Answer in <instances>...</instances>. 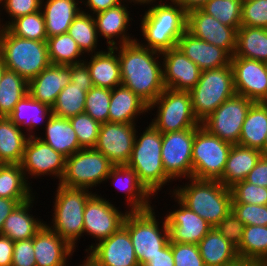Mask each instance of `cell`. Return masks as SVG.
<instances>
[{
	"instance_id": "7",
	"label": "cell",
	"mask_w": 267,
	"mask_h": 266,
	"mask_svg": "<svg viewBox=\"0 0 267 266\" xmlns=\"http://www.w3.org/2000/svg\"><path fill=\"white\" fill-rule=\"evenodd\" d=\"M156 217L154 207L145 211H133L127 214L123 224L129 232L140 266L170 242L165 216L160 222Z\"/></svg>"
},
{
	"instance_id": "46",
	"label": "cell",
	"mask_w": 267,
	"mask_h": 266,
	"mask_svg": "<svg viewBox=\"0 0 267 266\" xmlns=\"http://www.w3.org/2000/svg\"><path fill=\"white\" fill-rule=\"evenodd\" d=\"M111 89L93 86L86 95L85 113L100 124L108 122Z\"/></svg>"
},
{
	"instance_id": "63",
	"label": "cell",
	"mask_w": 267,
	"mask_h": 266,
	"mask_svg": "<svg viewBox=\"0 0 267 266\" xmlns=\"http://www.w3.org/2000/svg\"><path fill=\"white\" fill-rule=\"evenodd\" d=\"M128 2H129V4L131 3H134V4H132V5H141V6H143L144 5V7H146V5H148V4H151V3H156L157 1L159 2V1H164V0H127Z\"/></svg>"
},
{
	"instance_id": "13",
	"label": "cell",
	"mask_w": 267,
	"mask_h": 266,
	"mask_svg": "<svg viewBox=\"0 0 267 266\" xmlns=\"http://www.w3.org/2000/svg\"><path fill=\"white\" fill-rule=\"evenodd\" d=\"M254 102L235 94L224 101L201 125L223 141L238 144L246 114Z\"/></svg>"
},
{
	"instance_id": "53",
	"label": "cell",
	"mask_w": 267,
	"mask_h": 266,
	"mask_svg": "<svg viewBox=\"0 0 267 266\" xmlns=\"http://www.w3.org/2000/svg\"><path fill=\"white\" fill-rule=\"evenodd\" d=\"M217 231L234 247L238 248L243 238L245 225L231 210L216 226Z\"/></svg>"
},
{
	"instance_id": "65",
	"label": "cell",
	"mask_w": 267,
	"mask_h": 266,
	"mask_svg": "<svg viewBox=\"0 0 267 266\" xmlns=\"http://www.w3.org/2000/svg\"><path fill=\"white\" fill-rule=\"evenodd\" d=\"M6 66L4 64V61H3V58L0 56V81H1V78H2V75L4 73V71L6 70Z\"/></svg>"
},
{
	"instance_id": "20",
	"label": "cell",
	"mask_w": 267,
	"mask_h": 266,
	"mask_svg": "<svg viewBox=\"0 0 267 266\" xmlns=\"http://www.w3.org/2000/svg\"><path fill=\"white\" fill-rule=\"evenodd\" d=\"M88 254L99 266H140L129 232L124 226L95 244Z\"/></svg>"
},
{
	"instance_id": "36",
	"label": "cell",
	"mask_w": 267,
	"mask_h": 266,
	"mask_svg": "<svg viewBox=\"0 0 267 266\" xmlns=\"http://www.w3.org/2000/svg\"><path fill=\"white\" fill-rule=\"evenodd\" d=\"M29 135L8 117H0V161L21 164Z\"/></svg>"
},
{
	"instance_id": "62",
	"label": "cell",
	"mask_w": 267,
	"mask_h": 266,
	"mask_svg": "<svg viewBox=\"0 0 267 266\" xmlns=\"http://www.w3.org/2000/svg\"><path fill=\"white\" fill-rule=\"evenodd\" d=\"M82 264L76 265V266H99L97 262L88 254L84 258V261L80 262ZM66 266H70L69 263L66 264Z\"/></svg>"
},
{
	"instance_id": "34",
	"label": "cell",
	"mask_w": 267,
	"mask_h": 266,
	"mask_svg": "<svg viewBox=\"0 0 267 266\" xmlns=\"http://www.w3.org/2000/svg\"><path fill=\"white\" fill-rule=\"evenodd\" d=\"M51 116L52 108L49 105L43 104L27 94L15 105L8 118L16 126L22 127V130L25 129L24 131L29 136H36V129L43 123L45 126Z\"/></svg>"
},
{
	"instance_id": "30",
	"label": "cell",
	"mask_w": 267,
	"mask_h": 266,
	"mask_svg": "<svg viewBox=\"0 0 267 266\" xmlns=\"http://www.w3.org/2000/svg\"><path fill=\"white\" fill-rule=\"evenodd\" d=\"M79 1L42 0L41 11L48 38L68 32L69 26L83 9Z\"/></svg>"
},
{
	"instance_id": "1",
	"label": "cell",
	"mask_w": 267,
	"mask_h": 266,
	"mask_svg": "<svg viewBox=\"0 0 267 266\" xmlns=\"http://www.w3.org/2000/svg\"><path fill=\"white\" fill-rule=\"evenodd\" d=\"M113 48L118 52L122 85L149 106L165 89L161 53L137 41Z\"/></svg>"
},
{
	"instance_id": "28",
	"label": "cell",
	"mask_w": 267,
	"mask_h": 266,
	"mask_svg": "<svg viewBox=\"0 0 267 266\" xmlns=\"http://www.w3.org/2000/svg\"><path fill=\"white\" fill-rule=\"evenodd\" d=\"M88 56L90 59H84V62L89 68L95 87L112 90L116 86L122 85L118 52L114 48L107 47L106 50Z\"/></svg>"
},
{
	"instance_id": "35",
	"label": "cell",
	"mask_w": 267,
	"mask_h": 266,
	"mask_svg": "<svg viewBox=\"0 0 267 266\" xmlns=\"http://www.w3.org/2000/svg\"><path fill=\"white\" fill-rule=\"evenodd\" d=\"M266 134L267 105L254 102L246 114L238 145L260 150L264 154Z\"/></svg>"
},
{
	"instance_id": "31",
	"label": "cell",
	"mask_w": 267,
	"mask_h": 266,
	"mask_svg": "<svg viewBox=\"0 0 267 266\" xmlns=\"http://www.w3.org/2000/svg\"><path fill=\"white\" fill-rule=\"evenodd\" d=\"M205 266H233L240 262L234 247L215 227L197 244Z\"/></svg>"
},
{
	"instance_id": "32",
	"label": "cell",
	"mask_w": 267,
	"mask_h": 266,
	"mask_svg": "<svg viewBox=\"0 0 267 266\" xmlns=\"http://www.w3.org/2000/svg\"><path fill=\"white\" fill-rule=\"evenodd\" d=\"M43 129L44 137L36 136L66 158L82 149L69 119L52 114Z\"/></svg>"
},
{
	"instance_id": "38",
	"label": "cell",
	"mask_w": 267,
	"mask_h": 266,
	"mask_svg": "<svg viewBox=\"0 0 267 266\" xmlns=\"http://www.w3.org/2000/svg\"><path fill=\"white\" fill-rule=\"evenodd\" d=\"M21 164H3L0 168V197L31 199L34 196Z\"/></svg>"
},
{
	"instance_id": "16",
	"label": "cell",
	"mask_w": 267,
	"mask_h": 266,
	"mask_svg": "<svg viewBox=\"0 0 267 266\" xmlns=\"http://www.w3.org/2000/svg\"><path fill=\"white\" fill-rule=\"evenodd\" d=\"M137 123L106 122L101 124L94 147L114 165H126L131 157Z\"/></svg>"
},
{
	"instance_id": "3",
	"label": "cell",
	"mask_w": 267,
	"mask_h": 266,
	"mask_svg": "<svg viewBox=\"0 0 267 266\" xmlns=\"http://www.w3.org/2000/svg\"><path fill=\"white\" fill-rule=\"evenodd\" d=\"M169 189L185 206L215 227L232 210V193L218 180L186 179ZM187 183V184H186ZM172 190V191H171Z\"/></svg>"
},
{
	"instance_id": "9",
	"label": "cell",
	"mask_w": 267,
	"mask_h": 266,
	"mask_svg": "<svg viewBox=\"0 0 267 266\" xmlns=\"http://www.w3.org/2000/svg\"><path fill=\"white\" fill-rule=\"evenodd\" d=\"M154 109L157 110L156 115L150 123L162 134L195 129L201 125L194 115L189 91L165 88L148 106V111Z\"/></svg>"
},
{
	"instance_id": "29",
	"label": "cell",
	"mask_w": 267,
	"mask_h": 266,
	"mask_svg": "<svg viewBox=\"0 0 267 266\" xmlns=\"http://www.w3.org/2000/svg\"><path fill=\"white\" fill-rule=\"evenodd\" d=\"M146 113L148 105L129 88L120 85L111 90L108 122L137 123Z\"/></svg>"
},
{
	"instance_id": "6",
	"label": "cell",
	"mask_w": 267,
	"mask_h": 266,
	"mask_svg": "<svg viewBox=\"0 0 267 266\" xmlns=\"http://www.w3.org/2000/svg\"><path fill=\"white\" fill-rule=\"evenodd\" d=\"M0 56L8 70L16 72L27 82L51 64L47 41L15 36L7 28L0 35Z\"/></svg>"
},
{
	"instance_id": "57",
	"label": "cell",
	"mask_w": 267,
	"mask_h": 266,
	"mask_svg": "<svg viewBox=\"0 0 267 266\" xmlns=\"http://www.w3.org/2000/svg\"><path fill=\"white\" fill-rule=\"evenodd\" d=\"M124 1L125 0H81L80 2L86 7L82 12L94 15L98 12L107 10L108 8L115 7ZM87 8L89 9L88 12H86Z\"/></svg>"
},
{
	"instance_id": "58",
	"label": "cell",
	"mask_w": 267,
	"mask_h": 266,
	"mask_svg": "<svg viewBox=\"0 0 267 266\" xmlns=\"http://www.w3.org/2000/svg\"><path fill=\"white\" fill-rule=\"evenodd\" d=\"M143 266H174L171 242L159 250V253L154 257L149 258Z\"/></svg>"
},
{
	"instance_id": "4",
	"label": "cell",
	"mask_w": 267,
	"mask_h": 266,
	"mask_svg": "<svg viewBox=\"0 0 267 266\" xmlns=\"http://www.w3.org/2000/svg\"><path fill=\"white\" fill-rule=\"evenodd\" d=\"M147 126L143 133L136 132L132 154L126 165L137 173L139 181L145 188L153 196L158 197V192L173 180L163 168L162 133L151 123Z\"/></svg>"
},
{
	"instance_id": "27",
	"label": "cell",
	"mask_w": 267,
	"mask_h": 266,
	"mask_svg": "<svg viewBox=\"0 0 267 266\" xmlns=\"http://www.w3.org/2000/svg\"><path fill=\"white\" fill-rule=\"evenodd\" d=\"M34 195L31 199L20 203L5 219L1 235L12 241L27 240L33 238L46 223L38 217L30 214L31 208L37 199Z\"/></svg>"
},
{
	"instance_id": "44",
	"label": "cell",
	"mask_w": 267,
	"mask_h": 266,
	"mask_svg": "<svg viewBox=\"0 0 267 266\" xmlns=\"http://www.w3.org/2000/svg\"><path fill=\"white\" fill-rule=\"evenodd\" d=\"M242 0H209L200 9L222 24L238 30L241 27Z\"/></svg>"
},
{
	"instance_id": "49",
	"label": "cell",
	"mask_w": 267,
	"mask_h": 266,
	"mask_svg": "<svg viewBox=\"0 0 267 266\" xmlns=\"http://www.w3.org/2000/svg\"><path fill=\"white\" fill-rule=\"evenodd\" d=\"M241 26L267 29V0H243Z\"/></svg>"
},
{
	"instance_id": "25",
	"label": "cell",
	"mask_w": 267,
	"mask_h": 266,
	"mask_svg": "<svg viewBox=\"0 0 267 266\" xmlns=\"http://www.w3.org/2000/svg\"><path fill=\"white\" fill-rule=\"evenodd\" d=\"M70 83V65L50 64L28 82V94L52 107L59 93Z\"/></svg>"
},
{
	"instance_id": "37",
	"label": "cell",
	"mask_w": 267,
	"mask_h": 266,
	"mask_svg": "<svg viewBox=\"0 0 267 266\" xmlns=\"http://www.w3.org/2000/svg\"><path fill=\"white\" fill-rule=\"evenodd\" d=\"M233 56L267 63V29L241 26L237 30L236 49Z\"/></svg>"
},
{
	"instance_id": "11",
	"label": "cell",
	"mask_w": 267,
	"mask_h": 266,
	"mask_svg": "<svg viewBox=\"0 0 267 266\" xmlns=\"http://www.w3.org/2000/svg\"><path fill=\"white\" fill-rule=\"evenodd\" d=\"M113 166L114 164L95 148H82L66 158L65 172L59 184L91 191L105 183Z\"/></svg>"
},
{
	"instance_id": "55",
	"label": "cell",
	"mask_w": 267,
	"mask_h": 266,
	"mask_svg": "<svg viewBox=\"0 0 267 266\" xmlns=\"http://www.w3.org/2000/svg\"><path fill=\"white\" fill-rule=\"evenodd\" d=\"M70 82L78 85L79 87H86L88 90L94 86L89 68L84 61L70 65Z\"/></svg>"
},
{
	"instance_id": "59",
	"label": "cell",
	"mask_w": 267,
	"mask_h": 266,
	"mask_svg": "<svg viewBox=\"0 0 267 266\" xmlns=\"http://www.w3.org/2000/svg\"><path fill=\"white\" fill-rule=\"evenodd\" d=\"M15 242L0 234V266H12Z\"/></svg>"
},
{
	"instance_id": "5",
	"label": "cell",
	"mask_w": 267,
	"mask_h": 266,
	"mask_svg": "<svg viewBox=\"0 0 267 266\" xmlns=\"http://www.w3.org/2000/svg\"><path fill=\"white\" fill-rule=\"evenodd\" d=\"M56 187L52 206L54 212L50 219L52 224L47 225L76 250V245L83 237L85 204L94 193L59 183Z\"/></svg>"
},
{
	"instance_id": "43",
	"label": "cell",
	"mask_w": 267,
	"mask_h": 266,
	"mask_svg": "<svg viewBox=\"0 0 267 266\" xmlns=\"http://www.w3.org/2000/svg\"><path fill=\"white\" fill-rule=\"evenodd\" d=\"M89 90L70 82L59 93L55 104L51 107L52 114L61 118L76 116L85 112V100Z\"/></svg>"
},
{
	"instance_id": "66",
	"label": "cell",
	"mask_w": 267,
	"mask_h": 266,
	"mask_svg": "<svg viewBox=\"0 0 267 266\" xmlns=\"http://www.w3.org/2000/svg\"><path fill=\"white\" fill-rule=\"evenodd\" d=\"M256 266H267V261H258L256 262Z\"/></svg>"
},
{
	"instance_id": "23",
	"label": "cell",
	"mask_w": 267,
	"mask_h": 266,
	"mask_svg": "<svg viewBox=\"0 0 267 266\" xmlns=\"http://www.w3.org/2000/svg\"><path fill=\"white\" fill-rule=\"evenodd\" d=\"M108 180L116 187L115 189L125 194V205L127 204L129 212L145 211L155 207L151 202L155 196L145 188L139 181L137 173L127 165H114L105 182Z\"/></svg>"
},
{
	"instance_id": "17",
	"label": "cell",
	"mask_w": 267,
	"mask_h": 266,
	"mask_svg": "<svg viewBox=\"0 0 267 266\" xmlns=\"http://www.w3.org/2000/svg\"><path fill=\"white\" fill-rule=\"evenodd\" d=\"M230 65L236 94L261 103L267 89V63L232 56Z\"/></svg>"
},
{
	"instance_id": "41",
	"label": "cell",
	"mask_w": 267,
	"mask_h": 266,
	"mask_svg": "<svg viewBox=\"0 0 267 266\" xmlns=\"http://www.w3.org/2000/svg\"><path fill=\"white\" fill-rule=\"evenodd\" d=\"M69 35L76 41L81 51L86 55L99 53L103 50L97 49L98 36L94 16L80 12L73 20L68 29ZM97 50V51H96ZM99 50V51H98Z\"/></svg>"
},
{
	"instance_id": "10",
	"label": "cell",
	"mask_w": 267,
	"mask_h": 266,
	"mask_svg": "<svg viewBox=\"0 0 267 266\" xmlns=\"http://www.w3.org/2000/svg\"><path fill=\"white\" fill-rule=\"evenodd\" d=\"M231 148V143L211 134L202 125L196 127L192 148V178L219 180Z\"/></svg>"
},
{
	"instance_id": "45",
	"label": "cell",
	"mask_w": 267,
	"mask_h": 266,
	"mask_svg": "<svg viewBox=\"0 0 267 266\" xmlns=\"http://www.w3.org/2000/svg\"><path fill=\"white\" fill-rule=\"evenodd\" d=\"M6 28L13 35L29 40L47 41L48 38L41 10L14 19Z\"/></svg>"
},
{
	"instance_id": "54",
	"label": "cell",
	"mask_w": 267,
	"mask_h": 266,
	"mask_svg": "<svg viewBox=\"0 0 267 266\" xmlns=\"http://www.w3.org/2000/svg\"><path fill=\"white\" fill-rule=\"evenodd\" d=\"M12 266H36L33 238L15 241Z\"/></svg>"
},
{
	"instance_id": "67",
	"label": "cell",
	"mask_w": 267,
	"mask_h": 266,
	"mask_svg": "<svg viewBox=\"0 0 267 266\" xmlns=\"http://www.w3.org/2000/svg\"><path fill=\"white\" fill-rule=\"evenodd\" d=\"M1 10V9H0ZM1 12V11H0ZM0 16H2L1 15V13H0ZM1 22H3L2 20H1V18H0V35L2 34V31H3V29H4V23H1Z\"/></svg>"
},
{
	"instance_id": "39",
	"label": "cell",
	"mask_w": 267,
	"mask_h": 266,
	"mask_svg": "<svg viewBox=\"0 0 267 266\" xmlns=\"http://www.w3.org/2000/svg\"><path fill=\"white\" fill-rule=\"evenodd\" d=\"M237 252L241 261H267V226L246 225Z\"/></svg>"
},
{
	"instance_id": "15",
	"label": "cell",
	"mask_w": 267,
	"mask_h": 266,
	"mask_svg": "<svg viewBox=\"0 0 267 266\" xmlns=\"http://www.w3.org/2000/svg\"><path fill=\"white\" fill-rule=\"evenodd\" d=\"M66 157L56 152L50 145L40 140L37 136H29L25 145L21 162L26 180L29 178L40 179L49 175L61 181L65 172Z\"/></svg>"
},
{
	"instance_id": "22",
	"label": "cell",
	"mask_w": 267,
	"mask_h": 266,
	"mask_svg": "<svg viewBox=\"0 0 267 266\" xmlns=\"http://www.w3.org/2000/svg\"><path fill=\"white\" fill-rule=\"evenodd\" d=\"M125 2L127 4H125ZM128 3L129 2L125 0L115 7L108 8L107 10L93 15L98 36H102V38L106 40L108 44L107 47L109 48L128 44L137 39V37L135 38L133 35L129 34V32L127 33L129 27H131L130 23L133 21L132 17H130L132 16L130 10L127 9L129 8V6H127L129 5Z\"/></svg>"
},
{
	"instance_id": "42",
	"label": "cell",
	"mask_w": 267,
	"mask_h": 266,
	"mask_svg": "<svg viewBox=\"0 0 267 266\" xmlns=\"http://www.w3.org/2000/svg\"><path fill=\"white\" fill-rule=\"evenodd\" d=\"M47 46L51 64H77L83 62L88 57L81 51L76 41L68 32L47 38Z\"/></svg>"
},
{
	"instance_id": "56",
	"label": "cell",
	"mask_w": 267,
	"mask_h": 266,
	"mask_svg": "<svg viewBox=\"0 0 267 266\" xmlns=\"http://www.w3.org/2000/svg\"><path fill=\"white\" fill-rule=\"evenodd\" d=\"M246 182L267 188V155H263L247 175Z\"/></svg>"
},
{
	"instance_id": "52",
	"label": "cell",
	"mask_w": 267,
	"mask_h": 266,
	"mask_svg": "<svg viewBox=\"0 0 267 266\" xmlns=\"http://www.w3.org/2000/svg\"><path fill=\"white\" fill-rule=\"evenodd\" d=\"M0 11H5L9 21H5L6 28L14 19L41 10L42 0H0ZM10 17V18H9Z\"/></svg>"
},
{
	"instance_id": "18",
	"label": "cell",
	"mask_w": 267,
	"mask_h": 266,
	"mask_svg": "<svg viewBox=\"0 0 267 266\" xmlns=\"http://www.w3.org/2000/svg\"><path fill=\"white\" fill-rule=\"evenodd\" d=\"M186 31L200 40L226 50L231 56L235 53L237 30L222 24L201 9L187 12Z\"/></svg>"
},
{
	"instance_id": "51",
	"label": "cell",
	"mask_w": 267,
	"mask_h": 266,
	"mask_svg": "<svg viewBox=\"0 0 267 266\" xmlns=\"http://www.w3.org/2000/svg\"><path fill=\"white\" fill-rule=\"evenodd\" d=\"M174 266H205L197 244L171 242Z\"/></svg>"
},
{
	"instance_id": "14",
	"label": "cell",
	"mask_w": 267,
	"mask_h": 266,
	"mask_svg": "<svg viewBox=\"0 0 267 266\" xmlns=\"http://www.w3.org/2000/svg\"><path fill=\"white\" fill-rule=\"evenodd\" d=\"M195 129L162 134L161 157L166 174L176 181L192 178V148Z\"/></svg>"
},
{
	"instance_id": "50",
	"label": "cell",
	"mask_w": 267,
	"mask_h": 266,
	"mask_svg": "<svg viewBox=\"0 0 267 266\" xmlns=\"http://www.w3.org/2000/svg\"><path fill=\"white\" fill-rule=\"evenodd\" d=\"M232 211L245 226H267V205L232 203Z\"/></svg>"
},
{
	"instance_id": "12",
	"label": "cell",
	"mask_w": 267,
	"mask_h": 266,
	"mask_svg": "<svg viewBox=\"0 0 267 266\" xmlns=\"http://www.w3.org/2000/svg\"><path fill=\"white\" fill-rule=\"evenodd\" d=\"M96 193L97 192H94L88 199L84 209L83 236H91L95 241V243H92L85 249V253L95 244L108 238L114 232L119 230L123 226L125 218L129 213V210L127 209L124 210L125 212L120 211L119 207L117 208L112 204L113 202Z\"/></svg>"
},
{
	"instance_id": "33",
	"label": "cell",
	"mask_w": 267,
	"mask_h": 266,
	"mask_svg": "<svg viewBox=\"0 0 267 266\" xmlns=\"http://www.w3.org/2000/svg\"><path fill=\"white\" fill-rule=\"evenodd\" d=\"M264 154L257 149L232 145L222 177L218 180L226 187L245 180Z\"/></svg>"
},
{
	"instance_id": "61",
	"label": "cell",
	"mask_w": 267,
	"mask_h": 266,
	"mask_svg": "<svg viewBox=\"0 0 267 266\" xmlns=\"http://www.w3.org/2000/svg\"><path fill=\"white\" fill-rule=\"evenodd\" d=\"M178 3L186 12L191 10L200 9L209 0H174Z\"/></svg>"
},
{
	"instance_id": "48",
	"label": "cell",
	"mask_w": 267,
	"mask_h": 266,
	"mask_svg": "<svg viewBox=\"0 0 267 266\" xmlns=\"http://www.w3.org/2000/svg\"><path fill=\"white\" fill-rule=\"evenodd\" d=\"M232 203L267 205V188L257 186L245 180L236 182L230 187Z\"/></svg>"
},
{
	"instance_id": "24",
	"label": "cell",
	"mask_w": 267,
	"mask_h": 266,
	"mask_svg": "<svg viewBox=\"0 0 267 266\" xmlns=\"http://www.w3.org/2000/svg\"><path fill=\"white\" fill-rule=\"evenodd\" d=\"M36 266H66L76 250L45 223L33 237Z\"/></svg>"
},
{
	"instance_id": "47",
	"label": "cell",
	"mask_w": 267,
	"mask_h": 266,
	"mask_svg": "<svg viewBox=\"0 0 267 266\" xmlns=\"http://www.w3.org/2000/svg\"><path fill=\"white\" fill-rule=\"evenodd\" d=\"M69 120L77 135L79 145L82 148H94L98 140L101 124L85 112L70 117Z\"/></svg>"
},
{
	"instance_id": "8",
	"label": "cell",
	"mask_w": 267,
	"mask_h": 266,
	"mask_svg": "<svg viewBox=\"0 0 267 266\" xmlns=\"http://www.w3.org/2000/svg\"><path fill=\"white\" fill-rule=\"evenodd\" d=\"M189 93L194 115L202 123L224 101L236 94L231 65L203 70Z\"/></svg>"
},
{
	"instance_id": "26",
	"label": "cell",
	"mask_w": 267,
	"mask_h": 266,
	"mask_svg": "<svg viewBox=\"0 0 267 266\" xmlns=\"http://www.w3.org/2000/svg\"><path fill=\"white\" fill-rule=\"evenodd\" d=\"M177 47L202 71L228 66L232 56L224 49L200 40L185 31L177 42Z\"/></svg>"
},
{
	"instance_id": "60",
	"label": "cell",
	"mask_w": 267,
	"mask_h": 266,
	"mask_svg": "<svg viewBox=\"0 0 267 266\" xmlns=\"http://www.w3.org/2000/svg\"><path fill=\"white\" fill-rule=\"evenodd\" d=\"M29 199H8L0 197V233L4 226L5 219L20 203Z\"/></svg>"
},
{
	"instance_id": "64",
	"label": "cell",
	"mask_w": 267,
	"mask_h": 266,
	"mask_svg": "<svg viewBox=\"0 0 267 266\" xmlns=\"http://www.w3.org/2000/svg\"><path fill=\"white\" fill-rule=\"evenodd\" d=\"M233 266H256V262L240 261Z\"/></svg>"
},
{
	"instance_id": "69",
	"label": "cell",
	"mask_w": 267,
	"mask_h": 266,
	"mask_svg": "<svg viewBox=\"0 0 267 266\" xmlns=\"http://www.w3.org/2000/svg\"><path fill=\"white\" fill-rule=\"evenodd\" d=\"M261 103L267 105V89H266L265 99Z\"/></svg>"
},
{
	"instance_id": "21",
	"label": "cell",
	"mask_w": 267,
	"mask_h": 266,
	"mask_svg": "<svg viewBox=\"0 0 267 266\" xmlns=\"http://www.w3.org/2000/svg\"><path fill=\"white\" fill-rule=\"evenodd\" d=\"M165 88L190 91L200 79L202 70L176 46L161 53Z\"/></svg>"
},
{
	"instance_id": "2",
	"label": "cell",
	"mask_w": 267,
	"mask_h": 266,
	"mask_svg": "<svg viewBox=\"0 0 267 266\" xmlns=\"http://www.w3.org/2000/svg\"><path fill=\"white\" fill-rule=\"evenodd\" d=\"M155 4L146 5L147 9L140 18L139 28L144 42H140V39L136 41L143 47L162 53L177 46L179 38L186 31L187 12L174 0Z\"/></svg>"
},
{
	"instance_id": "40",
	"label": "cell",
	"mask_w": 267,
	"mask_h": 266,
	"mask_svg": "<svg viewBox=\"0 0 267 266\" xmlns=\"http://www.w3.org/2000/svg\"><path fill=\"white\" fill-rule=\"evenodd\" d=\"M28 94V82L6 69L0 81V117H8L15 105Z\"/></svg>"
},
{
	"instance_id": "68",
	"label": "cell",
	"mask_w": 267,
	"mask_h": 266,
	"mask_svg": "<svg viewBox=\"0 0 267 266\" xmlns=\"http://www.w3.org/2000/svg\"><path fill=\"white\" fill-rule=\"evenodd\" d=\"M264 155H267V134H266V139L264 142Z\"/></svg>"
},
{
	"instance_id": "19",
	"label": "cell",
	"mask_w": 267,
	"mask_h": 266,
	"mask_svg": "<svg viewBox=\"0 0 267 266\" xmlns=\"http://www.w3.org/2000/svg\"><path fill=\"white\" fill-rule=\"evenodd\" d=\"M168 194H172L170 197H174V202H177L176 206L179 207L165 214L170 242L198 244L213 227L185 206L173 193Z\"/></svg>"
}]
</instances>
